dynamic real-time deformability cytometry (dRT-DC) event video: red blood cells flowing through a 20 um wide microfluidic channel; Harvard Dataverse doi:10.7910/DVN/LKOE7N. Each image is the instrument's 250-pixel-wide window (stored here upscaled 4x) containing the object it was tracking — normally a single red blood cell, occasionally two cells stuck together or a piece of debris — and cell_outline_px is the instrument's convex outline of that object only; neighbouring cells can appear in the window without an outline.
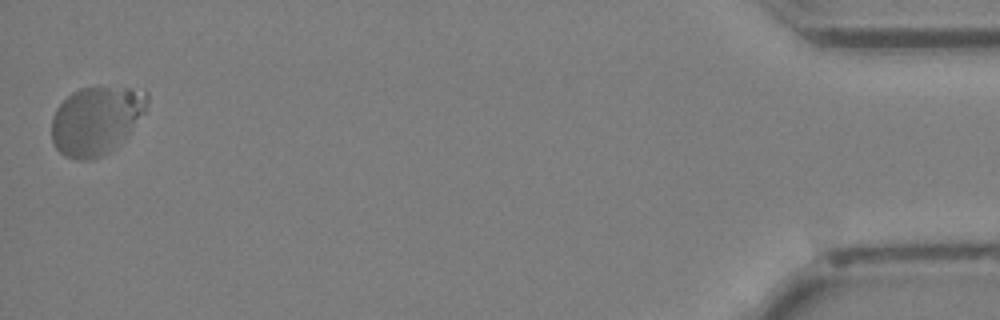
{"species": "Egyptian fruit bat (a non-hibernating species)", "species_latin": "Rousettus aegyptiacus", "temperature_condition": "cold", "stored_images_in_passage": 42, "camera_frame_rate_fps": 3000, "um_per_image_px": 0.085, "animal": {"sex": "female"}, "frame": {"image": 1, "passage_image": 42, "time_ms": 13.667, "image_size_px": [1000, 320], "cell_outline_px": [[148, 100], [144, 112], [128, 136], [108, 152], [92, 160], [76, 160], [64, 156], [56, 148], [52, 140], [52, 116], [56, 108], [72, 92], [80, 88], [144, 88], [148, 92]], "centroid_in_image_um": [8.18, 10.24], "position_along_channel_um": 427.0, "area_um2": 38.09}}